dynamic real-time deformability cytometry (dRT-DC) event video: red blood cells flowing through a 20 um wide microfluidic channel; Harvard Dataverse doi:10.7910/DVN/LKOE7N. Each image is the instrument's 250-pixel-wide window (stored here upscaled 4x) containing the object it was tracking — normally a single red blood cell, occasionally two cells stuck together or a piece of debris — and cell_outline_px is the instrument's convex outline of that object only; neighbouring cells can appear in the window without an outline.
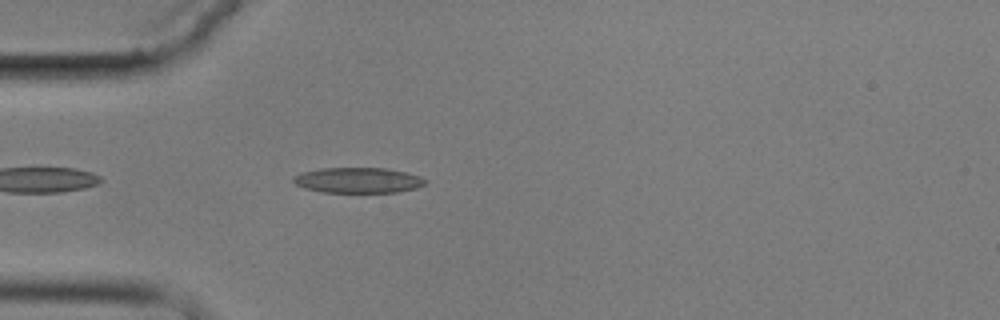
{"species": "common noctule bat (a hibernating species)", "species_latin": "Nyctalus noctula", "temperature_condition": "cold", "stored_images_in_passage": 1, "camera_frame_rate_fps": 3000, "um_per_image_px": 0.085, "animal": {"sex": "male", "body_mass_g": 17.9}, "frame": {"image": 1, "passage_image": 1, "time_ms": 0.0, "image_size_px": [1000, 320], "cell_outline_px": [[428, 180], [424, 184], [416, 188], [400, 192], [324, 192], [304, 188], [296, 184], [292, 180], [292, 176], [304, 172], [320, 168], [384, 168], [404, 172], [420, 176]], "centroid_in_image_um": [30.44, 15.32], "position_along_channel_um": 54.6, "area_um2": 19.48}}